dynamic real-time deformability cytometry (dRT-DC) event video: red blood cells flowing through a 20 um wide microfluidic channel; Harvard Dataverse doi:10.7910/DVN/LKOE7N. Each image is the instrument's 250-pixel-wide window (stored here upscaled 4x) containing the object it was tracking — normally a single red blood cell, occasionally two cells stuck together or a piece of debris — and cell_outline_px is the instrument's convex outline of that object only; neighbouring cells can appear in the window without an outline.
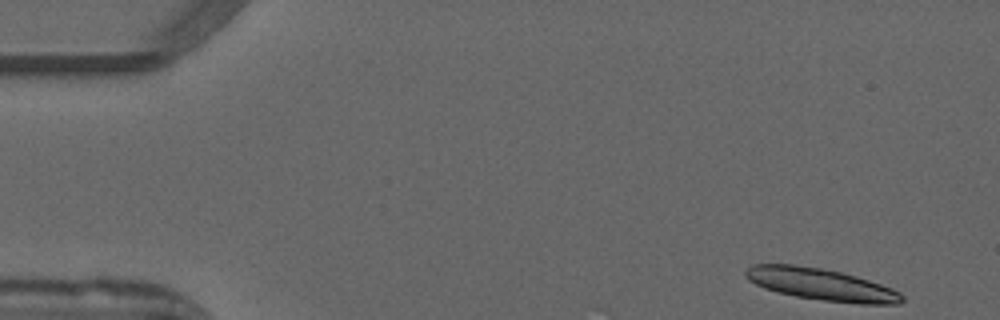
{"species": "common noctule bat (a hibernating species)", "species_latin": "Nyctalus noctula", "temperature_condition": "warm", "stored_images_in_passage": 49, "camera_frame_rate_fps": 3000, "um_per_image_px": 0.085, "animal": {"sex": "male", "forearm_length_mm": 52.5}, "frame": {"image": 1, "passage_image": 1, "time_ms": 0.0, "image_size_px": [1000, 320], "cell_outline_px": [[904, 300], [900, 304], [856, 304], [824, 300], [796, 296], [764, 288], [748, 280], [744, 276], [744, 272], [752, 264], [792, 264], [820, 268], [840, 272], [856, 276], [892, 288], [900, 292], [904, 296]], "centroid_in_image_um": [69.81, 24.17], "position_along_channel_um": 15.2, "area_um2": 28.96}}
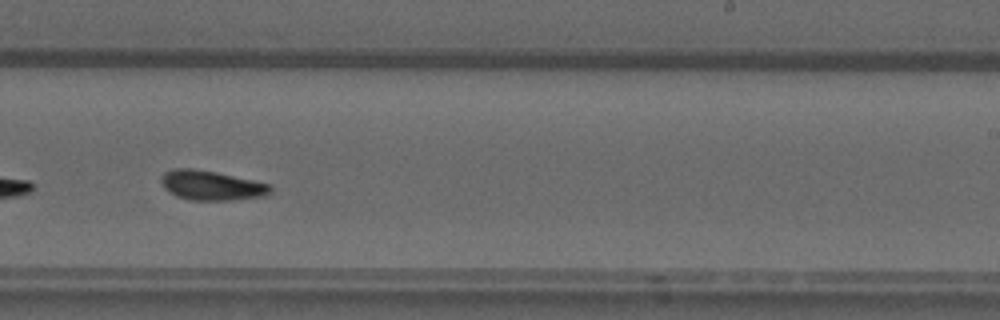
{"frame": {"image": 2, "passage_image": 30, "time_ms": 9.667, "image_size_px": [1000, 320], "cell_outline_px": [[272, 188], [268, 196], [232, 200], [192, 200], [176, 196], [168, 192], [164, 188], [160, 180], [160, 176], [164, 172], [172, 168], [196, 168], [216, 172], [272, 184]], "centroid_in_image_um": [17.96, 15.75], "position_along_channel_um": 271.0, "area_um2": 19.19}}
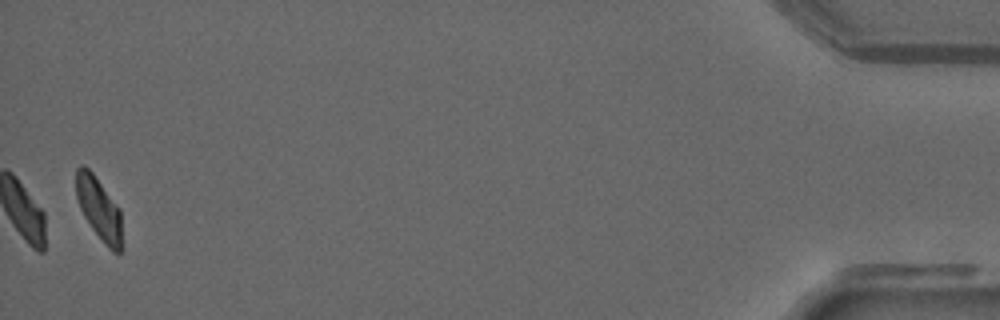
{"frame": {"image": 3, "passage_image": 49, "time_ms": 16.0, "image_size_px": [1000, 320], "cell_outline_px": [[124, 248], [120, 252], [112, 252], [104, 244], [92, 228], [84, 216], [80, 208], [76, 196], [76, 168], [80, 164], [84, 164], [92, 172], [120, 208]], "centroid_in_image_um": [8.45, 17.77], "position_along_channel_um": 426.8, "area_um2": 17.11}, "authors_computed_cell_mechanics": {"area_um2": 18.5538, "velocity_mm_per_s": 3.9239, "shape_relaxation_time_tau1_ms": 4.4611, "shape_relaxation_time_tau2_ms": 4.0927, "deformation_change_tau1": 0.1349, "deformation_change_tau2": 0.1059}}